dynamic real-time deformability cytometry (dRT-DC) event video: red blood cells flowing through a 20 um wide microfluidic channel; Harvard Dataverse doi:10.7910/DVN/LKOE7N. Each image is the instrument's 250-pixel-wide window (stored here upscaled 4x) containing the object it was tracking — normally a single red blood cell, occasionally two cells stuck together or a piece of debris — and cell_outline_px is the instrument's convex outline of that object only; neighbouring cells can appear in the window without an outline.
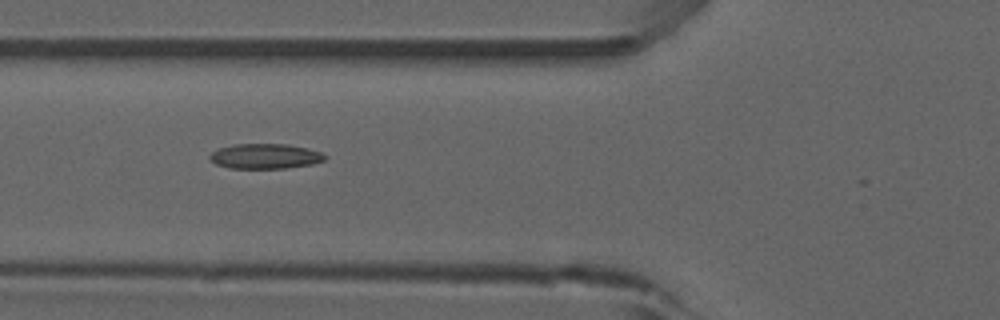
{"species": "common noctule bat (a hibernating species)", "species_latin": "Nyctalus noctula", "temperature_condition": "room temperature", "stored_images_in_passage": 15, "camera_frame_rate_fps": 3000, "um_per_image_px": 0.085, "animal": {"sex": "male", "forearm_length_mm": 52.5}, "frame": {"image": 1, "passage_image": 5, "time_ms": 1.333, "image_size_px": [1000, 320], "cell_outline_px": [[328, 156], [324, 160], [312, 164], [284, 168], [228, 168], [216, 164], [208, 156], [212, 152], [220, 148], [236, 144], [288, 144], [308, 148], [320, 152]], "centroid_in_image_um": [22.55, 13.27], "position_along_channel_um": 103.2, "area_um2": 16.7}}
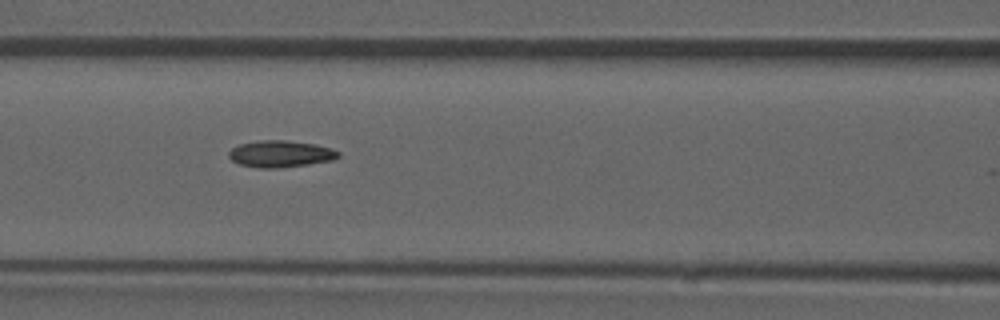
{"frame": {"image": 2, "passage_image": 8, "time_ms": 2.333, "image_size_px": [1000, 320], "cell_outline_px": [[340, 156], [332, 160], [308, 164], [276, 168], [260, 168], [240, 164], [232, 160], [228, 156], [228, 152], [232, 148], [240, 144], [260, 140], [288, 140], [316, 144], [340, 152]], "centroid_in_image_um": [23.83, 13.07], "position_along_channel_um": 142.8, "area_um2": 16.94}}